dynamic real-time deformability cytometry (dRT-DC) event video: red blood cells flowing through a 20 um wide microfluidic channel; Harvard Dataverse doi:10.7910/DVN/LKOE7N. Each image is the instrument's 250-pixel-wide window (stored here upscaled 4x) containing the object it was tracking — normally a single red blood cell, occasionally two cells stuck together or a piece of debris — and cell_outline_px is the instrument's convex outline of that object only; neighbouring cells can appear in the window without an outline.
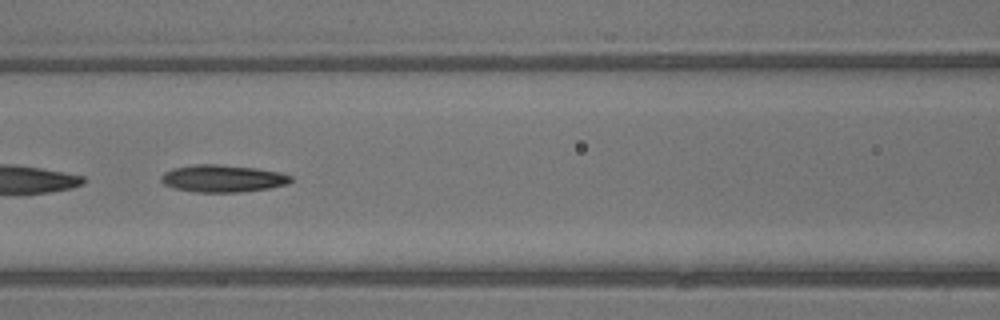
{"species": "common noctule bat (a hibernating species)", "species_latin": "Nyctalus noctula", "temperature_condition": "warm", "stored_images_in_passage": 22, "camera_frame_rate_fps": 3000, "um_per_image_px": 0.085, "animal": {"sex": "male", "body_mass_g": 13.3}, "frame": {"image": 1, "passage_image": 10, "time_ms": 3.0, "image_size_px": [1000, 320], "cell_outline_px": [[292, 180], [288, 184], [268, 188], [240, 192], [196, 192], [176, 188], [164, 184], [160, 180], [160, 176], [164, 172], [172, 168], [196, 164], [216, 164], [256, 168], [280, 172], [292, 176]], "centroid_in_image_um": [18.92, 15.16], "position_along_channel_um": 147.7, "area_um2": 20.58}}
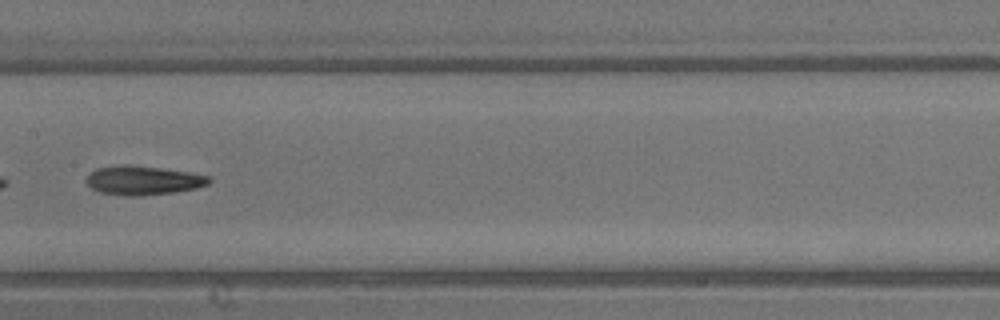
{"frame": {"image": 2, "passage_image": 13, "time_ms": 4.0, "image_size_px": [1000, 320], "cell_outline_px": [[212, 180], [208, 184], [196, 188], [172, 192], [136, 196], [132, 196], [100, 192], [92, 188], [84, 180], [96, 168], [116, 164], [132, 164], [188, 172], [212, 176]], "centroid_in_image_um": [12.16, 15.31], "position_along_channel_um": 195.2, "area_um2": 20.75}}